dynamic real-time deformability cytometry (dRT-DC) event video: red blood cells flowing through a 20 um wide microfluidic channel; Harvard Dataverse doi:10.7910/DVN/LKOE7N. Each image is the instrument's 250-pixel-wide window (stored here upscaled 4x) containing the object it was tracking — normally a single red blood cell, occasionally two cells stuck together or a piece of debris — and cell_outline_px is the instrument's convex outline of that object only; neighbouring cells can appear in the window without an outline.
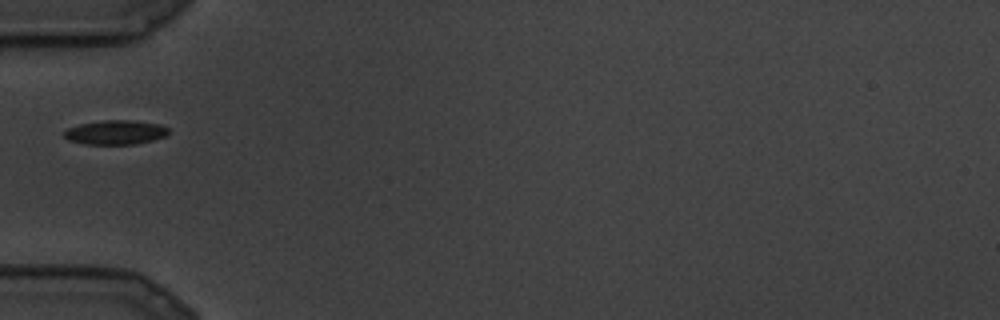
{"species": "common noctule bat (a hibernating species)", "species_latin": "Nyctalus noctula", "temperature_condition": "cold", "stored_images_in_passage": 3, "camera_frame_rate_fps": 3000, "um_per_image_px": 0.085, "animal": {"sex": "male", "body_mass_g": 19.5, "forearm_length_mm": 54.6}, "frame": {"image": 1, "passage_image": 1, "time_ms": 0.0, "image_size_px": [1000, 320], "cell_outline_px": [[168, 136], [136, 144], [84, 144], [68, 140], [64, 136], [64, 128], [80, 124], [104, 120], [128, 120], [156, 124], [168, 128]], "centroid_in_image_um": [9.77, 11.26], "position_along_channel_um": 75.2, "area_um2": 14.74}}